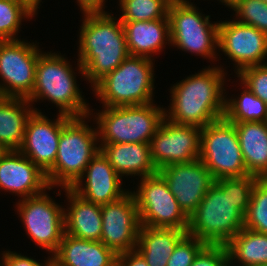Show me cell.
<instances>
[{
  "instance_id": "cell-1",
  "label": "cell",
  "mask_w": 267,
  "mask_h": 266,
  "mask_svg": "<svg viewBox=\"0 0 267 266\" xmlns=\"http://www.w3.org/2000/svg\"><path fill=\"white\" fill-rule=\"evenodd\" d=\"M254 175L214 181L198 208L189 217L187 234L209 245H226L244 228Z\"/></svg>"
},
{
  "instance_id": "cell-2",
  "label": "cell",
  "mask_w": 267,
  "mask_h": 266,
  "mask_svg": "<svg viewBox=\"0 0 267 266\" xmlns=\"http://www.w3.org/2000/svg\"><path fill=\"white\" fill-rule=\"evenodd\" d=\"M223 67L221 64L209 65L171 85L170 103L164 107L165 118L176 124L199 128L223 118L225 97L229 92L226 82L232 80H228L227 67Z\"/></svg>"
},
{
  "instance_id": "cell-3",
  "label": "cell",
  "mask_w": 267,
  "mask_h": 266,
  "mask_svg": "<svg viewBox=\"0 0 267 266\" xmlns=\"http://www.w3.org/2000/svg\"><path fill=\"white\" fill-rule=\"evenodd\" d=\"M81 22L76 56L84 70V81L92 89L130 54L123 23L113 12L82 13Z\"/></svg>"
},
{
  "instance_id": "cell-4",
  "label": "cell",
  "mask_w": 267,
  "mask_h": 266,
  "mask_svg": "<svg viewBox=\"0 0 267 266\" xmlns=\"http://www.w3.org/2000/svg\"><path fill=\"white\" fill-rule=\"evenodd\" d=\"M56 52V53H55ZM53 50L50 52L42 51L39 54L35 85L31 96L27 99L36 112L42 110L35 107V102H46L54 104L57 112L69 117H81L89 114L91 106L86 102L87 99L82 94L77 77L85 79L83 67L78 59L75 69L65 54ZM78 70V71H77ZM76 71V72H75ZM78 75V76H77ZM45 100V101H44Z\"/></svg>"
},
{
  "instance_id": "cell-5",
  "label": "cell",
  "mask_w": 267,
  "mask_h": 266,
  "mask_svg": "<svg viewBox=\"0 0 267 266\" xmlns=\"http://www.w3.org/2000/svg\"><path fill=\"white\" fill-rule=\"evenodd\" d=\"M92 120L89 114L69 117L62 125L56 160L46 173L50 187L71 188L100 150L97 128L91 124Z\"/></svg>"
},
{
  "instance_id": "cell-6",
  "label": "cell",
  "mask_w": 267,
  "mask_h": 266,
  "mask_svg": "<svg viewBox=\"0 0 267 266\" xmlns=\"http://www.w3.org/2000/svg\"><path fill=\"white\" fill-rule=\"evenodd\" d=\"M155 60L129 55L91 90L102 106L120 107L156 102Z\"/></svg>"
},
{
  "instance_id": "cell-7",
  "label": "cell",
  "mask_w": 267,
  "mask_h": 266,
  "mask_svg": "<svg viewBox=\"0 0 267 266\" xmlns=\"http://www.w3.org/2000/svg\"><path fill=\"white\" fill-rule=\"evenodd\" d=\"M164 106L150 104L90 109L99 143H149L161 121ZM95 111V112H94ZM94 113V114H93Z\"/></svg>"
},
{
  "instance_id": "cell-8",
  "label": "cell",
  "mask_w": 267,
  "mask_h": 266,
  "mask_svg": "<svg viewBox=\"0 0 267 266\" xmlns=\"http://www.w3.org/2000/svg\"><path fill=\"white\" fill-rule=\"evenodd\" d=\"M202 11L194 3L168 8L170 47L208 59L212 62L210 65L215 66L218 61L219 21L212 22L211 15Z\"/></svg>"
},
{
  "instance_id": "cell-9",
  "label": "cell",
  "mask_w": 267,
  "mask_h": 266,
  "mask_svg": "<svg viewBox=\"0 0 267 266\" xmlns=\"http://www.w3.org/2000/svg\"><path fill=\"white\" fill-rule=\"evenodd\" d=\"M199 159L214 180L250 175L245 167L235 125L225 117L201 128Z\"/></svg>"
},
{
  "instance_id": "cell-10",
  "label": "cell",
  "mask_w": 267,
  "mask_h": 266,
  "mask_svg": "<svg viewBox=\"0 0 267 266\" xmlns=\"http://www.w3.org/2000/svg\"><path fill=\"white\" fill-rule=\"evenodd\" d=\"M18 200L14 205L27 237L45 253L53 255L65 233L64 206L47 192Z\"/></svg>"
},
{
  "instance_id": "cell-11",
  "label": "cell",
  "mask_w": 267,
  "mask_h": 266,
  "mask_svg": "<svg viewBox=\"0 0 267 266\" xmlns=\"http://www.w3.org/2000/svg\"><path fill=\"white\" fill-rule=\"evenodd\" d=\"M136 186L131 193L136 200L141 226L177 228L187 232L189 217L159 173L139 179Z\"/></svg>"
},
{
  "instance_id": "cell-12",
  "label": "cell",
  "mask_w": 267,
  "mask_h": 266,
  "mask_svg": "<svg viewBox=\"0 0 267 266\" xmlns=\"http://www.w3.org/2000/svg\"><path fill=\"white\" fill-rule=\"evenodd\" d=\"M42 51L37 41H0V96L25 99L31 96Z\"/></svg>"
},
{
  "instance_id": "cell-13",
  "label": "cell",
  "mask_w": 267,
  "mask_h": 266,
  "mask_svg": "<svg viewBox=\"0 0 267 266\" xmlns=\"http://www.w3.org/2000/svg\"><path fill=\"white\" fill-rule=\"evenodd\" d=\"M220 21L218 63L222 60L220 55L223 54L232 62L234 74L243 68L267 63V35L265 33L253 26L240 23L234 18Z\"/></svg>"
},
{
  "instance_id": "cell-14",
  "label": "cell",
  "mask_w": 267,
  "mask_h": 266,
  "mask_svg": "<svg viewBox=\"0 0 267 266\" xmlns=\"http://www.w3.org/2000/svg\"><path fill=\"white\" fill-rule=\"evenodd\" d=\"M200 132L199 127L176 124L164 118L149 144L157 170L199 159Z\"/></svg>"
},
{
  "instance_id": "cell-15",
  "label": "cell",
  "mask_w": 267,
  "mask_h": 266,
  "mask_svg": "<svg viewBox=\"0 0 267 266\" xmlns=\"http://www.w3.org/2000/svg\"><path fill=\"white\" fill-rule=\"evenodd\" d=\"M101 214V242L117 255L136 249L141 224L131 189L122 198L101 205Z\"/></svg>"
},
{
  "instance_id": "cell-16",
  "label": "cell",
  "mask_w": 267,
  "mask_h": 266,
  "mask_svg": "<svg viewBox=\"0 0 267 266\" xmlns=\"http://www.w3.org/2000/svg\"><path fill=\"white\" fill-rule=\"evenodd\" d=\"M180 208L190 217L206 195L214 178L200 159L172 164L158 170Z\"/></svg>"
},
{
  "instance_id": "cell-17",
  "label": "cell",
  "mask_w": 267,
  "mask_h": 266,
  "mask_svg": "<svg viewBox=\"0 0 267 266\" xmlns=\"http://www.w3.org/2000/svg\"><path fill=\"white\" fill-rule=\"evenodd\" d=\"M55 117L49 119L46 113L34 111L27 121L24 140L19 149L44 173L54 166L62 125L69 118L60 113Z\"/></svg>"
},
{
  "instance_id": "cell-18",
  "label": "cell",
  "mask_w": 267,
  "mask_h": 266,
  "mask_svg": "<svg viewBox=\"0 0 267 266\" xmlns=\"http://www.w3.org/2000/svg\"><path fill=\"white\" fill-rule=\"evenodd\" d=\"M50 186L46 173L19 150L0 153V191L18 200L43 193Z\"/></svg>"
},
{
  "instance_id": "cell-19",
  "label": "cell",
  "mask_w": 267,
  "mask_h": 266,
  "mask_svg": "<svg viewBox=\"0 0 267 266\" xmlns=\"http://www.w3.org/2000/svg\"><path fill=\"white\" fill-rule=\"evenodd\" d=\"M123 181L99 150L71 189L91 203L104 205L122 198L130 191L123 187Z\"/></svg>"
},
{
  "instance_id": "cell-20",
  "label": "cell",
  "mask_w": 267,
  "mask_h": 266,
  "mask_svg": "<svg viewBox=\"0 0 267 266\" xmlns=\"http://www.w3.org/2000/svg\"><path fill=\"white\" fill-rule=\"evenodd\" d=\"M56 196L65 192L64 224L65 233L78 239L101 241L102 214L101 205L82 198L71 188H57Z\"/></svg>"
},
{
  "instance_id": "cell-21",
  "label": "cell",
  "mask_w": 267,
  "mask_h": 266,
  "mask_svg": "<svg viewBox=\"0 0 267 266\" xmlns=\"http://www.w3.org/2000/svg\"><path fill=\"white\" fill-rule=\"evenodd\" d=\"M99 147L122 179H141L158 173L149 143H99Z\"/></svg>"
},
{
  "instance_id": "cell-22",
  "label": "cell",
  "mask_w": 267,
  "mask_h": 266,
  "mask_svg": "<svg viewBox=\"0 0 267 266\" xmlns=\"http://www.w3.org/2000/svg\"><path fill=\"white\" fill-rule=\"evenodd\" d=\"M129 54L154 59L170 46L169 19L121 21Z\"/></svg>"
},
{
  "instance_id": "cell-23",
  "label": "cell",
  "mask_w": 267,
  "mask_h": 266,
  "mask_svg": "<svg viewBox=\"0 0 267 266\" xmlns=\"http://www.w3.org/2000/svg\"><path fill=\"white\" fill-rule=\"evenodd\" d=\"M117 258L101 241L78 239L66 233L53 254L55 266H114Z\"/></svg>"
},
{
  "instance_id": "cell-24",
  "label": "cell",
  "mask_w": 267,
  "mask_h": 266,
  "mask_svg": "<svg viewBox=\"0 0 267 266\" xmlns=\"http://www.w3.org/2000/svg\"><path fill=\"white\" fill-rule=\"evenodd\" d=\"M247 172L267 178V122L234 123Z\"/></svg>"
},
{
  "instance_id": "cell-25",
  "label": "cell",
  "mask_w": 267,
  "mask_h": 266,
  "mask_svg": "<svg viewBox=\"0 0 267 266\" xmlns=\"http://www.w3.org/2000/svg\"><path fill=\"white\" fill-rule=\"evenodd\" d=\"M34 111L25 98L0 96V148L3 151L21 148L27 121Z\"/></svg>"
},
{
  "instance_id": "cell-26",
  "label": "cell",
  "mask_w": 267,
  "mask_h": 266,
  "mask_svg": "<svg viewBox=\"0 0 267 266\" xmlns=\"http://www.w3.org/2000/svg\"><path fill=\"white\" fill-rule=\"evenodd\" d=\"M187 234L177 228L141 226L136 249L149 266H167L177 243Z\"/></svg>"
},
{
  "instance_id": "cell-27",
  "label": "cell",
  "mask_w": 267,
  "mask_h": 266,
  "mask_svg": "<svg viewBox=\"0 0 267 266\" xmlns=\"http://www.w3.org/2000/svg\"><path fill=\"white\" fill-rule=\"evenodd\" d=\"M228 257L239 266L267 264V234L242 228L227 244Z\"/></svg>"
},
{
  "instance_id": "cell-28",
  "label": "cell",
  "mask_w": 267,
  "mask_h": 266,
  "mask_svg": "<svg viewBox=\"0 0 267 266\" xmlns=\"http://www.w3.org/2000/svg\"><path fill=\"white\" fill-rule=\"evenodd\" d=\"M236 85H241L242 90L240 91V95L239 92L236 95L232 94V96L226 94L224 117L231 123L250 121L267 122L266 103L240 82Z\"/></svg>"
},
{
  "instance_id": "cell-29",
  "label": "cell",
  "mask_w": 267,
  "mask_h": 266,
  "mask_svg": "<svg viewBox=\"0 0 267 266\" xmlns=\"http://www.w3.org/2000/svg\"><path fill=\"white\" fill-rule=\"evenodd\" d=\"M35 16L20 0H0V41L20 39L22 22Z\"/></svg>"
},
{
  "instance_id": "cell-30",
  "label": "cell",
  "mask_w": 267,
  "mask_h": 266,
  "mask_svg": "<svg viewBox=\"0 0 267 266\" xmlns=\"http://www.w3.org/2000/svg\"><path fill=\"white\" fill-rule=\"evenodd\" d=\"M117 3L120 21L168 19L169 7L161 0H118Z\"/></svg>"
},
{
  "instance_id": "cell-31",
  "label": "cell",
  "mask_w": 267,
  "mask_h": 266,
  "mask_svg": "<svg viewBox=\"0 0 267 266\" xmlns=\"http://www.w3.org/2000/svg\"><path fill=\"white\" fill-rule=\"evenodd\" d=\"M244 228L267 234V178L258 179L254 184L244 215Z\"/></svg>"
},
{
  "instance_id": "cell-32",
  "label": "cell",
  "mask_w": 267,
  "mask_h": 266,
  "mask_svg": "<svg viewBox=\"0 0 267 266\" xmlns=\"http://www.w3.org/2000/svg\"><path fill=\"white\" fill-rule=\"evenodd\" d=\"M225 7L233 11V17L238 22L253 26L267 35V3L265 1L231 0Z\"/></svg>"
},
{
  "instance_id": "cell-33",
  "label": "cell",
  "mask_w": 267,
  "mask_h": 266,
  "mask_svg": "<svg viewBox=\"0 0 267 266\" xmlns=\"http://www.w3.org/2000/svg\"><path fill=\"white\" fill-rule=\"evenodd\" d=\"M233 76L238 78L235 83L240 82L267 105V63L243 68Z\"/></svg>"
},
{
  "instance_id": "cell-34",
  "label": "cell",
  "mask_w": 267,
  "mask_h": 266,
  "mask_svg": "<svg viewBox=\"0 0 267 266\" xmlns=\"http://www.w3.org/2000/svg\"><path fill=\"white\" fill-rule=\"evenodd\" d=\"M207 244L194 236L186 234L176 245L167 261V266H191L198 253Z\"/></svg>"
},
{
  "instance_id": "cell-35",
  "label": "cell",
  "mask_w": 267,
  "mask_h": 266,
  "mask_svg": "<svg viewBox=\"0 0 267 266\" xmlns=\"http://www.w3.org/2000/svg\"><path fill=\"white\" fill-rule=\"evenodd\" d=\"M228 258L226 245L207 244L196 256L191 266H220Z\"/></svg>"
},
{
  "instance_id": "cell-36",
  "label": "cell",
  "mask_w": 267,
  "mask_h": 266,
  "mask_svg": "<svg viewBox=\"0 0 267 266\" xmlns=\"http://www.w3.org/2000/svg\"><path fill=\"white\" fill-rule=\"evenodd\" d=\"M39 260L34 259L33 257L28 255H22V253H18L15 251H11L10 249H6L2 254V264L1 266H55L53 255H49L45 257L43 262H39Z\"/></svg>"
},
{
  "instance_id": "cell-37",
  "label": "cell",
  "mask_w": 267,
  "mask_h": 266,
  "mask_svg": "<svg viewBox=\"0 0 267 266\" xmlns=\"http://www.w3.org/2000/svg\"><path fill=\"white\" fill-rule=\"evenodd\" d=\"M117 264L119 266H149L137 249L118 254Z\"/></svg>"
},
{
  "instance_id": "cell-38",
  "label": "cell",
  "mask_w": 267,
  "mask_h": 266,
  "mask_svg": "<svg viewBox=\"0 0 267 266\" xmlns=\"http://www.w3.org/2000/svg\"><path fill=\"white\" fill-rule=\"evenodd\" d=\"M107 0H76L81 14L87 12H105Z\"/></svg>"
},
{
  "instance_id": "cell-39",
  "label": "cell",
  "mask_w": 267,
  "mask_h": 266,
  "mask_svg": "<svg viewBox=\"0 0 267 266\" xmlns=\"http://www.w3.org/2000/svg\"><path fill=\"white\" fill-rule=\"evenodd\" d=\"M30 11H32L35 15H38V8L40 9L42 0H20Z\"/></svg>"
},
{
  "instance_id": "cell-40",
  "label": "cell",
  "mask_w": 267,
  "mask_h": 266,
  "mask_svg": "<svg viewBox=\"0 0 267 266\" xmlns=\"http://www.w3.org/2000/svg\"><path fill=\"white\" fill-rule=\"evenodd\" d=\"M168 7L193 3L192 0H161Z\"/></svg>"
},
{
  "instance_id": "cell-41",
  "label": "cell",
  "mask_w": 267,
  "mask_h": 266,
  "mask_svg": "<svg viewBox=\"0 0 267 266\" xmlns=\"http://www.w3.org/2000/svg\"><path fill=\"white\" fill-rule=\"evenodd\" d=\"M220 266H236V264L228 257Z\"/></svg>"
},
{
  "instance_id": "cell-42",
  "label": "cell",
  "mask_w": 267,
  "mask_h": 266,
  "mask_svg": "<svg viewBox=\"0 0 267 266\" xmlns=\"http://www.w3.org/2000/svg\"><path fill=\"white\" fill-rule=\"evenodd\" d=\"M204 1H206V0H204ZM209 1V0H208ZM217 1H219V3H221L222 5H226L227 3H229L231 0H217Z\"/></svg>"
},
{
  "instance_id": "cell-43",
  "label": "cell",
  "mask_w": 267,
  "mask_h": 266,
  "mask_svg": "<svg viewBox=\"0 0 267 266\" xmlns=\"http://www.w3.org/2000/svg\"><path fill=\"white\" fill-rule=\"evenodd\" d=\"M2 254H3V251H2V253L0 252V266H1V264H2Z\"/></svg>"
}]
</instances>
